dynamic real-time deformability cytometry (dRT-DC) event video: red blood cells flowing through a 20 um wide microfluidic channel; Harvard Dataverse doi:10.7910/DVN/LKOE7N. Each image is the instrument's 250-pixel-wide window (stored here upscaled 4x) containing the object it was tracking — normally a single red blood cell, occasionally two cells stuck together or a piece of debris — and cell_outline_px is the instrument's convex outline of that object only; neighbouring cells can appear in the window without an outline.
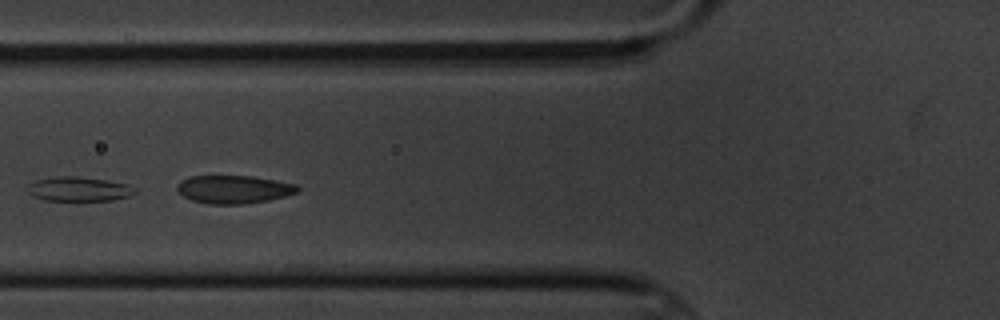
{"species": "common noctule bat (a hibernating species)", "species_latin": "Nyctalus noctula", "temperature_condition": "cold", "stored_images_in_passage": 6, "camera_frame_rate_fps": 3000, "um_per_image_px": 0.085, "animal": {"sex": "male", "body_mass_g": 20.1, "forearm_length_mm": 53.5}, "frame": {"image": 1, "passage_image": 6, "time_ms": 5.667, "image_size_px": [1000, 320], "cell_outline_px": [[300, 188], [296, 192], [284, 196], [268, 200], [248, 204], [208, 204], [192, 200], [184, 196], [176, 188], [180, 180], [188, 176], [252, 176], [296, 184]], "centroid_in_image_um": [19.85, 16.09], "position_along_channel_um": 106.0, "area_um2": 19.65}}